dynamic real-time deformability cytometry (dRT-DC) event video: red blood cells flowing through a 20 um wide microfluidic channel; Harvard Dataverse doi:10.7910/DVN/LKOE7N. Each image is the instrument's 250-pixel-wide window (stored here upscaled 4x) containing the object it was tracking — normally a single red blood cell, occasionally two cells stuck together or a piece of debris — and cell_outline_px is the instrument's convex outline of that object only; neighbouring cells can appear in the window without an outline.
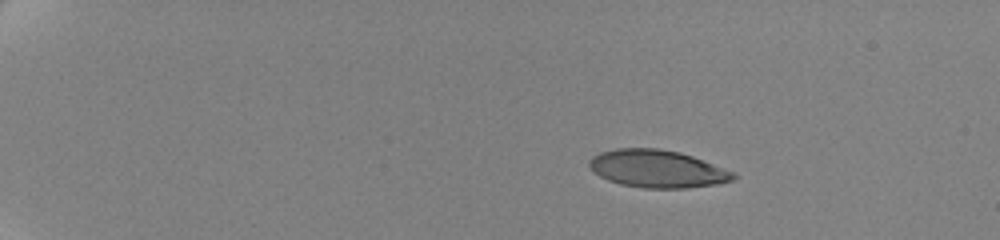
{"species": "human", "species_latin": "Homo sapiens", "temperature_condition": "cold", "stored_images_in_passage": 13, "camera_frame_rate_fps": 3000, "um_per_image_px": 0.085, "donor": {"sex": "female"}, "frame": {"image": 1, "passage_image": 1, "time_ms": 0.0, "image_size_px": [1000, 240], "cell_outline_px": [[736, 176], [732, 180], [716, 184], [688, 188], [644, 188], [620, 184], [608, 180], [600, 176], [588, 164], [588, 160], [592, 156], [600, 152], [616, 148], [656, 148], [680, 152], [692, 156], [732, 172]], "centroid_in_image_um": [55.82, 14.34], "position_along_channel_um": 29.2, "area_um2": 31.27}}
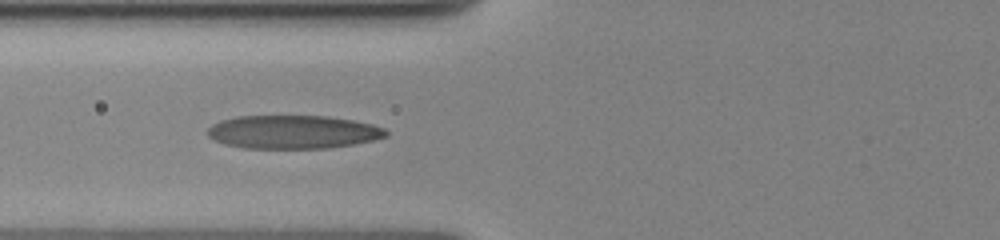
{"frame": {"image": 2, "passage_image": 8, "time_ms": 5.333, "image_size_px": [1000, 240], "cell_outline_px": [[388, 136], [372, 140], [352, 144], [328, 148], [244, 148], [224, 144], [208, 136], [208, 128], [212, 124], [220, 120], [236, 116], [328, 116], [352, 120], [372, 124], [384, 128], [388, 132]], "centroid_in_image_um": [24.89, 11.21], "position_along_channel_um": 100.9, "area_um2": 34.68}}
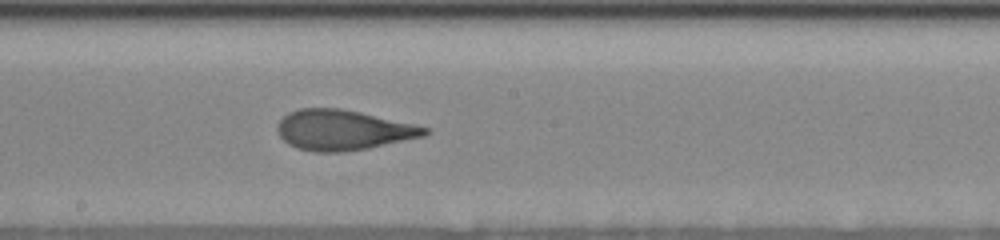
{"frame": {"image": 3, "passage_image": 13, "time_ms": 8.667, "image_size_px": [1000, 240], "cell_outline_px": [[432, 128], [424, 136], [368, 148], [340, 152], [316, 152], [296, 148], [288, 144], [280, 136], [276, 128], [280, 120], [288, 112], [300, 108], [340, 108], [360, 112]], "centroid_in_image_um": [29.14, 11.05], "position_along_channel_um": 219.1, "area_um2": 34.45}}